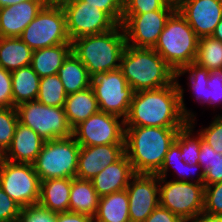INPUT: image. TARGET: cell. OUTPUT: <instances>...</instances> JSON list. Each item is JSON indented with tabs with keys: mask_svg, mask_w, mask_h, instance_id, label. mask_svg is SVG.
<instances>
[{
	"mask_svg": "<svg viewBox=\"0 0 222 222\" xmlns=\"http://www.w3.org/2000/svg\"><path fill=\"white\" fill-rule=\"evenodd\" d=\"M183 93L178 80L159 89L135 92L125 126L184 128L195 115L185 107Z\"/></svg>",
	"mask_w": 222,
	"mask_h": 222,
	"instance_id": "obj_1",
	"label": "cell"
},
{
	"mask_svg": "<svg viewBox=\"0 0 222 222\" xmlns=\"http://www.w3.org/2000/svg\"><path fill=\"white\" fill-rule=\"evenodd\" d=\"M182 128L125 126V154L135 174H156Z\"/></svg>",
	"mask_w": 222,
	"mask_h": 222,
	"instance_id": "obj_2",
	"label": "cell"
},
{
	"mask_svg": "<svg viewBox=\"0 0 222 222\" xmlns=\"http://www.w3.org/2000/svg\"><path fill=\"white\" fill-rule=\"evenodd\" d=\"M71 44L73 54L84 64L92 78L99 73L120 69L121 57L127 45L121 24L104 33L76 38Z\"/></svg>",
	"mask_w": 222,
	"mask_h": 222,
	"instance_id": "obj_3",
	"label": "cell"
},
{
	"mask_svg": "<svg viewBox=\"0 0 222 222\" xmlns=\"http://www.w3.org/2000/svg\"><path fill=\"white\" fill-rule=\"evenodd\" d=\"M120 70L134 92L159 89L175 80V72L153 48L126 45Z\"/></svg>",
	"mask_w": 222,
	"mask_h": 222,
	"instance_id": "obj_4",
	"label": "cell"
},
{
	"mask_svg": "<svg viewBox=\"0 0 222 222\" xmlns=\"http://www.w3.org/2000/svg\"><path fill=\"white\" fill-rule=\"evenodd\" d=\"M199 37L177 9L167 19L153 49L176 73L195 61Z\"/></svg>",
	"mask_w": 222,
	"mask_h": 222,
	"instance_id": "obj_5",
	"label": "cell"
},
{
	"mask_svg": "<svg viewBox=\"0 0 222 222\" xmlns=\"http://www.w3.org/2000/svg\"><path fill=\"white\" fill-rule=\"evenodd\" d=\"M80 145L73 136L45 141L33 163L40 181L75 178Z\"/></svg>",
	"mask_w": 222,
	"mask_h": 222,
	"instance_id": "obj_6",
	"label": "cell"
},
{
	"mask_svg": "<svg viewBox=\"0 0 222 222\" xmlns=\"http://www.w3.org/2000/svg\"><path fill=\"white\" fill-rule=\"evenodd\" d=\"M33 51L71 43L62 6L48 2L19 36Z\"/></svg>",
	"mask_w": 222,
	"mask_h": 222,
	"instance_id": "obj_7",
	"label": "cell"
},
{
	"mask_svg": "<svg viewBox=\"0 0 222 222\" xmlns=\"http://www.w3.org/2000/svg\"><path fill=\"white\" fill-rule=\"evenodd\" d=\"M204 195L205 186L197 182L159 178V205L185 222H192L204 211Z\"/></svg>",
	"mask_w": 222,
	"mask_h": 222,
	"instance_id": "obj_8",
	"label": "cell"
},
{
	"mask_svg": "<svg viewBox=\"0 0 222 222\" xmlns=\"http://www.w3.org/2000/svg\"><path fill=\"white\" fill-rule=\"evenodd\" d=\"M15 108L18 122L30 127L45 141L72 136L63 107L47 106L35 100Z\"/></svg>",
	"mask_w": 222,
	"mask_h": 222,
	"instance_id": "obj_9",
	"label": "cell"
},
{
	"mask_svg": "<svg viewBox=\"0 0 222 222\" xmlns=\"http://www.w3.org/2000/svg\"><path fill=\"white\" fill-rule=\"evenodd\" d=\"M0 186L21 208L39 202L40 179L33 164L4 159L0 163Z\"/></svg>",
	"mask_w": 222,
	"mask_h": 222,
	"instance_id": "obj_10",
	"label": "cell"
},
{
	"mask_svg": "<svg viewBox=\"0 0 222 222\" xmlns=\"http://www.w3.org/2000/svg\"><path fill=\"white\" fill-rule=\"evenodd\" d=\"M99 111L125 119L128 115L134 90L120 69L99 73L91 80Z\"/></svg>",
	"mask_w": 222,
	"mask_h": 222,
	"instance_id": "obj_11",
	"label": "cell"
},
{
	"mask_svg": "<svg viewBox=\"0 0 222 222\" xmlns=\"http://www.w3.org/2000/svg\"><path fill=\"white\" fill-rule=\"evenodd\" d=\"M176 10V0H171L163 9L143 14H123L121 26L129 46L153 48L162 33L165 23Z\"/></svg>",
	"mask_w": 222,
	"mask_h": 222,
	"instance_id": "obj_12",
	"label": "cell"
},
{
	"mask_svg": "<svg viewBox=\"0 0 222 222\" xmlns=\"http://www.w3.org/2000/svg\"><path fill=\"white\" fill-rule=\"evenodd\" d=\"M65 14L68 36L76 38L112 30L117 23L104 11L80 0L59 2Z\"/></svg>",
	"mask_w": 222,
	"mask_h": 222,
	"instance_id": "obj_13",
	"label": "cell"
},
{
	"mask_svg": "<svg viewBox=\"0 0 222 222\" xmlns=\"http://www.w3.org/2000/svg\"><path fill=\"white\" fill-rule=\"evenodd\" d=\"M121 117L98 111L72 129L80 146L124 144L125 122Z\"/></svg>",
	"mask_w": 222,
	"mask_h": 222,
	"instance_id": "obj_14",
	"label": "cell"
},
{
	"mask_svg": "<svg viewBox=\"0 0 222 222\" xmlns=\"http://www.w3.org/2000/svg\"><path fill=\"white\" fill-rule=\"evenodd\" d=\"M126 191L130 222H144L159 205V177L156 174H135Z\"/></svg>",
	"mask_w": 222,
	"mask_h": 222,
	"instance_id": "obj_15",
	"label": "cell"
},
{
	"mask_svg": "<svg viewBox=\"0 0 222 222\" xmlns=\"http://www.w3.org/2000/svg\"><path fill=\"white\" fill-rule=\"evenodd\" d=\"M176 9L199 38L211 36L222 20V0H176Z\"/></svg>",
	"mask_w": 222,
	"mask_h": 222,
	"instance_id": "obj_16",
	"label": "cell"
},
{
	"mask_svg": "<svg viewBox=\"0 0 222 222\" xmlns=\"http://www.w3.org/2000/svg\"><path fill=\"white\" fill-rule=\"evenodd\" d=\"M125 154V144L80 146L75 178L91 180Z\"/></svg>",
	"mask_w": 222,
	"mask_h": 222,
	"instance_id": "obj_17",
	"label": "cell"
},
{
	"mask_svg": "<svg viewBox=\"0 0 222 222\" xmlns=\"http://www.w3.org/2000/svg\"><path fill=\"white\" fill-rule=\"evenodd\" d=\"M47 3V0H26L0 8V37H19Z\"/></svg>",
	"mask_w": 222,
	"mask_h": 222,
	"instance_id": "obj_18",
	"label": "cell"
},
{
	"mask_svg": "<svg viewBox=\"0 0 222 222\" xmlns=\"http://www.w3.org/2000/svg\"><path fill=\"white\" fill-rule=\"evenodd\" d=\"M44 142L38 133L18 122L11 145L4 152V159L15 163L33 164Z\"/></svg>",
	"mask_w": 222,
	"mask_h": 222,
	"instance_id": "obj_19",
	"label": "cell"
},
{
	"mask_svg": "<svg viewBox=\"0 0 222 222\" xmlns=\"http://www.w3.org/2000/svg\"><path fill=\"white\" fill-rule=\"evenodd\" d=\"M134 175L131 162L124 154L118 161L106 166L91 181L97 194L102 197L125 190Z\"/></svg>",
	"mask_w": 222,
	"mask_h": 222,
	"instance_id": "obj_20",
	"label": "cell"
},
{
	"mask_svg": "<svg viewBox=\"0 0 222 222\" xmlns=\"http://www.w3.org/2000/svg\"><path fill=\"white\" fill-rule=\"evenodd\" d=\"M73 178L40 181L39 204L54 213L69 211V195Z\"/></svg>",
	"mask_w": 222,
	"mask_h": 222,
	"instance_id": "obj_21",
	"label": "cell"
},
{
	"mask_svg": "<svg viewBox=\"0 0 222 222\" xmlns=\"http://www.w3.org/2000/svg\"><path fill=\"white\" fill-rule=\"evenodd\" d=\"M71 52V43H62L35 50L32 54L30 66L40 78L57 74Z\"/></svg>",
	"mask_w": 222,
	"mask_h": 222,
	"instance_id": "obj_22",
	"label": "cell"
},
{
	"mask_svg": "<svg viewBox=\"0 0 222 222\" xmlns=\"http://www.w3.org/2000/svg\"><path fill=\"white\" fill-rule=\"evenodd\" d=\"M63 108L67 122L72 129L99 111L97 99L91 86L69 94Z\"/></svg>",
	"mask_w": 222,
	"mask_h": 222,
	"instance_id": "obj_23",
	"label": "cell"
},
{
	"mask_svg": "<svg viewBox=\"0 0 222 222\" xmlns=\"http://www.w3.org/2000/svg\"><path fill=\"white\" fill-rule=\"evenodd\" d=\"M100 196L91 180L72 179L69 195V212L85 214L93 217L97 213Z\"/></svg>",
	"mask_w": 222,
	"mask_h": 222,
	"instance_id": "obj_24",
	"label": "cell"
},
{
	"mask_svg": "<svg viewBox=\"0 0 222 222\" xmlns=\"http://www.w3.org/2000/svg\"><path fill=\"white\" fill-rule=\"evenodd\" d=\"M33 50L19 37H0V66L9 72L31 64Z\"/></svg>",
	"mask_w": 222,
	"mask_h": 222,
	"instance_id": "obj_25",
	"label": "cell"
},
{
	"mask_svg": "<svg viewBox=\"0 0 222 222\" xmlns=\"http://www.w3.org/2000/svg\"><path fill=\"white\" fill-rule=\"evenodd\" d=\"M94 222H130L126 189L100 197Z\"/></svg>",
	"mask_w": 222,
	"mask_h": 222,
	"instance_id": "obj_26",
	"label": "cell"
},
{
	"mask_svg": "<svg viewBox=\"0 0 222 222\" xmlns=\"http://www.w3.org/2000/svg\"><path fill=\"white\" fill-rule=\"evenodd\" d=\"M57 75L67 95L91 86L92 77L84 64L71 52L59 68Z\"/></svg>",
	"mask_w": 222,
	"mask_h": 222,
	"instance_id": "obj_27",
	"label": "cell"
},
{
	"mask_svg": "<svg viewBox=\"0 0 222 222\" xmlns=\"http://www.w3.org/2000/svg\"><path fill=\"white\" fill-rule=\"evenodd\" d=\"M11 78L14 107L37 99L40 77L30 65L12 71Z\"/></svg>",
	"mask_w": 222,
	"mask_h": 222,
	"instance_id": "obj_28",
	"label": "cell"
},
{
	"mask_svg": "<svg viewBox=\"0 0 222 222\" xmlns=\"http://www.w3.org/2000/svg\"><path fill=\"white\" fill-rule=\"evenodd\" d=\"M194 62L208 71L222 68V41L212 36L199 38Z\"/></svg>",
	"mask_w": 222,
	"mask_h": 222,
	"instance_id": "obj_29",
	"label": "cell"
},
{
	"mask_svg": "<svg viewBox=\"0 0 222 222\" xmlns=\"http://www.w3.org/2000/svg\"><path fill=\"white\" fill-rule=\"evenodd\" d=\"M67 93L57 74L40 78L37 101L43 105L64 107Z\"/></svg>",
	"mask_w": 222,
	"mask_h": 222,
	"instance_id": "obj_30",
	"label": "cell"
},
{
	"mask_svg": "<svg viewBox=\"0 0 222 222\" xmlns=\"http://www.w3.org/2000/svg\"><path fill=\"white\" fill-rule=\"evenodd\" d=\"M195 120L196 118L191 119L184 128L179 130L175 138V142L181 150V159L189 165L198 164L201 141L203 140L199 133H196L198 136H193Z\"/></svg>",
	"mask_w": 222,
	"mask_h": 222,
	"instance_id": "obj_31",
	"label": "cell"
},
{
	"mask_svg": "<svg viewBox=\"0 0 222 222\" xmlns=\"http://www.w3.org/2000/svg\"><path fill=\"white\" fill-rule=\"evenodd\" d=\"M189 72V73H188ZM185 73L190 74L188 76L189 82L188 85L193 94H195V98L202 104H207L210 106V98H208V87L207 82L209 79L210 71L206 68L199 66L195 62L190 63L185 68L175 73V80H178V77L181 75H185Z\"/></svg>",
	"mask_w": 222,
	"mask_h": 222,
	"instance_id": "obj_32",
	"label": "cell"
},
{
	"mask_svg": "<svg viewBox=\"0 0 222 222\" xmlns=\"http://www.w3.org/2000/svg\"><path fill=\"white\" fill-rule=\"evenodd\" d=\"M18 123L15 107L0 108V150L4 153L11 145Z\"/></svg>",
	"mask_w": 222,
	"mask_h": 222,
	"instance_id": "obj_33",
	"label": "cell"
},
{
	"mask_svg": "<svg viewBox=\"0 0 222 222\" xmlns=\"http://www.w3.org/2000/svg\"><path fill=\"white\" fill-rule=\"evenodd\" d=\"M17 222H56V213L39 203L21 208Z\"/></svg>",
	"mask_w": 222,
	"mask_h": 222,
	"instance_id": "obj_34",
	"label": "cell"
},
{
	"mask_svg": "<svg viewBox=\"0 0 222 222\" xmlns=\"http://www.w3.org/2000/svg\"><path fill=\"white\" fill-rule=\"evenodd\" d=\"M203 212L222 216V182L205 186Z\"/></svg>",
	"mask_w": 222,
	"mask_h": 222,
	"instance_id": "obj_35",
	"label": "cell"
},
{
	"mask_svg": "<svg viewBox=\"0 0 222 222\" xmlns=\"http://www.w3.org/2000/svg\"><path fill=\"white\" fill-rule=\"evenodd\" d=\"M203 141L213 148L217 153L222 154V115H218L212 123L198 132Z\"/></svg>",
	"mask_w": 222,
	"mask_h": 222,
	"instance_id": "obj_36",
	"label": "cell"
},
{
	"mask_svg": "<svg viewBox=\"0 0 222 222\" xmlns=\"http://www.w3.org/2000/svg\"><path fill=\"white\" fill-rule=\"evenodd\" d=\"M171 0H124L123 14H143L163 9Z\"/></svg>",
	"mask_w": 222,
	"mask_h": 222,
	"instance_id": "obj_37",
	"label": "cell"
},
{
	"mask_svg": "<svg viewBox=\"0 0 222 222\" xmlns=\"http://www.w3.org/2000/svg\"><path fill=\"white\" fill-rule=\"evenodd\" d=\"M106 12L117 24H121L124 0H80Z\"/></svg>",
	"mask_w": 222,
	"mask_h": 222,
	"instance_id": "obj_38",
	"label": "cell"
},
{
	"mask_svg": "<svg viewBox=\"0 0 222 222\" xmlns=\"http://www.w3.org/2000/svg\"><path fill=\"white\" fill-rule=\"evenodd\" d=\"M21 207L0 186V222H17Z\"/></svg>",
	"mask_w": 222,
	"mask_h": 222,
	"instance_id": "obj_39",
	"label": "cell"
},
{
	"mask_svg": "<svg viewBox=\"0 0 222 222\" xmlns=\"http://www.w3.org/2000/svg\"><path fill=\"white\" fill-rule=\"evenodd\" d=\"M207 87L210 105L215 109L217 104H222V68L210 71Z\"/></svg>",
	"mask_w": 222,
	"mask_h": 222,
	"instance_id": "obj_40",
	"label": "cell"
},
{
	"mask_svg": "<svg viewBox=\"0 0 222 222\" xmlns=\"http://www.w3.org/2000/svg\"><path fill=\"white\" fill-rule=\"evenodd\" d=\"M14 107L11 72L0 66V108Z\"/></svg>",
	"mask_w": 222,
	"mask_h": 222,
	"instance_id": "obj_41",
	"label": "cell"
},
{
	"mask_svg": "<svg viewBox=\"0 0 222 222\" xmlns=\"http://www.w3.org/2000/svg\"><path fill=\"white\" fill-rule=\"evenodd\" d=\"M214 161V150L203 140L201 141L200 154L198 159V164L201 165L202 171L197 174L195 182L204 185V173L211 168V165Z\"/></svg>",
	"mask_w": 222,
	"mask_h": 222,
	"instance_id": "obj_42",
	"label": "cell"
},
{
	"mask_svg": "<svg viewBox=\"0 0 222 222\" xmlns=\"http://www.w3.org/2000/svg\"><path fill=\"white\" fill-rule=\"evenodd\" d=\"M181 150L179 145L174 141L169 147L167 154L164 157L163 165L160 170L156 173L159 178H166L167 172L170 166H178L182 164V159L180 157Z\"/></svg>",
	"mask_w": 222,
	"mask_h": 222,
	"instance_id": "obj_43",
	"label": "cell"
},
{
	"mask_svg": "<svg viewBox=\"0 0 222 222\" xmlns=\"http://www.w3.org/2000/svg\"><path fill=\"white\" fill-rule=\"evenodd\" d=\"M222 182V154L214 151V161L204 173V186Z\"/></svg>",
	"mask_w": 222,
	"mask_h": 222,
	"instance_id": "obj_44",
	"label": "cell"
},
{
	"mask_svg": "<svg viewBox=\"0 0 222 222\" xmlns=\"http://www.w3.org/2000/svg\"><path fill=\"white\" fill-rule=\"evenodd\" d=\"M144 222H185L167 208L158 205Z\"/></svg>",
	"mask_w": 222,
	"mask_h": 222,
	"instance_id": "obj_45",
	"label": "cell"
},
{
	"mask_svg": "<svg viewBox=\"0 0 222 222\" xmlns=\"http://www.w3.org/2000/svg\"><path fill=\"white\" fill-rule=\"evenodd\" d=\"M56 222H94V218L74 212L56 213Z\"/></svg>",
	"mask_w": 222,
	"mask_h": 222,
	"instance_id": "obj_46",
	"label": "cell"
},
{
	"mask_svg": "<svg viewBox=\"0 0 222 222\" xmlns=\"http://www.w3.org/2000/svg\"><path fill=\"white\" fill-rule=\"evenodd\" d=\"M174 168V172H178L177 175H179V177L177 178L178 181H189V179H187L191 174H194L196 173V170L197 169H200L202 170V167L200 164H188V163H185L184 161H182V164L181 165H178V166H171ZM193 170V171H192ZM190 174V175H189Z\"/></svg>",
	"mask_w": 222,
	"mask_h": 222,
	"instance_id": "obj_47",
	"label": "cell"
},
{
	"mask_svg": "<svg viewBox=\"0 0 222 222\" xmlns=\"http://www.w3.org/2000/svg\"><path fill=\"white\" fill-rule=\"evenodd\" d=\"M192 222H222V216L221 215H211V214L202 212Z\"/></svg>",
	"mask_w": 222,
	"mask_h": 222,
	"instance_id": "obj_48",
	"label": "cell"
},
{
	"mask_svg": "<svg viewBox=\"0 0 222 222\" xmlns=\"http://www.w3.org/2000/svg\"><path fill=\"white\" fill-rule=\"evenodd\" d=\"M211 36L219 41H222V20L217 24Z\"/></svg>",
	"mask_w": 222,
	"mask_h": 222,
	"instance_id": "obj_49",
	"label": "cell"
},
{
	"mask_svg": "<svg viewBox=\"0 0 222 222\" xmlns=\"http://www.w3.org/2000/svg\"><path fill=\"white\" fill-rule=\"evenodd\" d=\"M24 1H26V0H0V8L8 7L10 5L19 4Z\"/></svg>",
	"mask_w": 222,
	"mask_h": 222,
	"instance_id": "obj_50",
	"label": "cell"
},
{
	"mask_svg": "<svg viewBox=\"0 0 222 222\" xmlns=\"http://www.w3.org/2000/svg\"><path fill=\"white\" fill-rule=\"evenodd\" d=\"M4 160V153L0 150V163Z\"/></svg>",
	"mask_w": 222,
	"mask_h": 222,
	"instance_id": "obj_51",
	"label": "cell"
},
{
	"mask_svg": "<svg viewBox=\"0 0 222 222\" xmlns=\"http://www.w3.org/2000/svg\"><path fill=\"white\" fill-rule=\"evenodd\" d=\"M48 2H56V3H59V2H61V1H63V0H47Z\"/></svg>",
	"mask_w": 222,
	"mask_h": 222,
	"instance_id": "obj_52",
	"label": "cell"
}]
</instances>
